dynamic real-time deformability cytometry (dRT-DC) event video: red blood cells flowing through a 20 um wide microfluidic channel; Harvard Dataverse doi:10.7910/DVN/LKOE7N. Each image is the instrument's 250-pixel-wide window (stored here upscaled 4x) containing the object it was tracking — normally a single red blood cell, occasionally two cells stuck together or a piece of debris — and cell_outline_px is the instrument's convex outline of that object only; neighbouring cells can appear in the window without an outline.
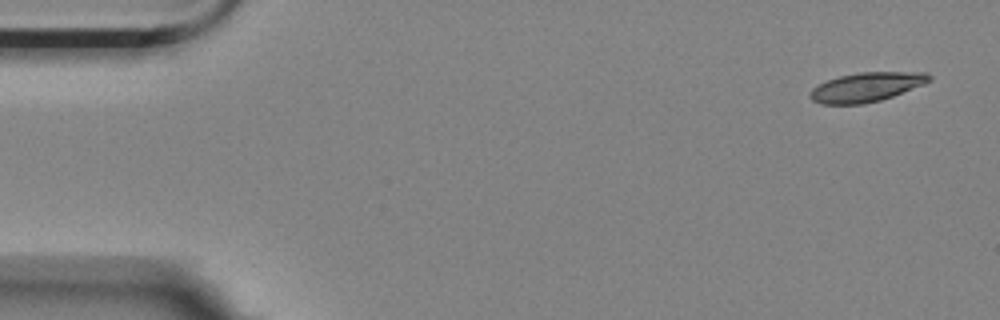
{"species": "Egyptian fruit bat (a non-hibernating species)", "species_latin": "Rousettus aegyptiacus", "temperature_condition": "room temperature", "stored_images_in_passage": 12, "camera_frame_rate_fps": 3000, "um_per_image_px": 0.085, "animal": {"sex": "female"}, "frame": {"image": 1, "passage_image": 1, "time_ms": 0.0, "image_size_px": [1000, 320], "cell_outline_px": [[932, 80], [924, 84], [892, 96], [880, 100], [864, 104], [820, 104], [812, 100], [808, 96], [812, 88], [828, 80], [840, 76], [860, 72], [928, 72], [932, 76]], "centroid_in_image_um": [73.66, 7.4], "position_along_channel_um": 11.3, "area_um2": 20.29}}
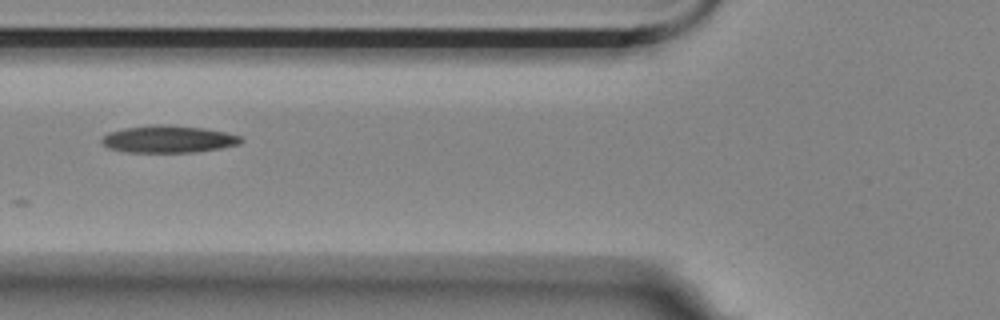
{"frame": {"image": 2, "passage_image": 5, "time_ms": 1.333, "image_size_px": [1000, 320], "cell_outline_px": [[244, 140], [240, 144], [220, 148], [196, 152], [128, 152], [108, 148], [100, 140], [108, 132], [124, 128], [152, 124], [168, 124], [204, 128], [224, 132], [240, 136]], "centroid_in_image_um": [14.31, 11.82], "position_along_channel_um": 111.5, "area_um2": 22.14}}
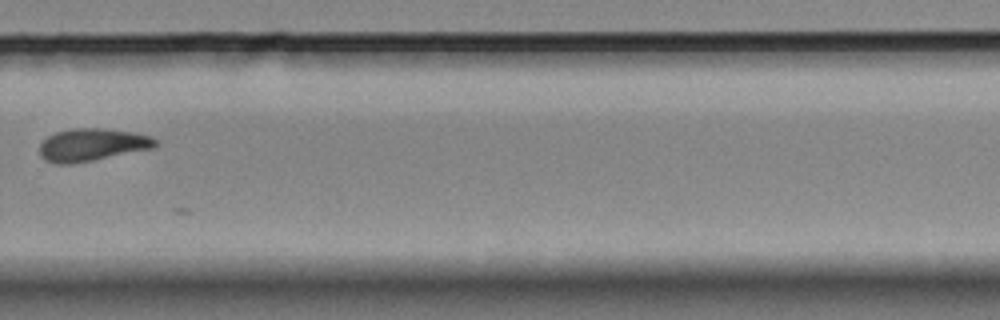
{"frame": {"image": 3, "passage_image": 10, "time_ms": 3.0, "image_size_px": [1000, 320], "cell_outline_px": [[156, 148], [72, 164], [56, 164], [44, 160], [40, 156], [40, 144], [48, 136], [56, 132], [72, 128], [104, 128], [132, 132], [152, 136], [156, 140]], "centroid_in_image_um": [7.83, 12.31], "position_along_channel_um": 322.0, "area_um2": 22.14}}